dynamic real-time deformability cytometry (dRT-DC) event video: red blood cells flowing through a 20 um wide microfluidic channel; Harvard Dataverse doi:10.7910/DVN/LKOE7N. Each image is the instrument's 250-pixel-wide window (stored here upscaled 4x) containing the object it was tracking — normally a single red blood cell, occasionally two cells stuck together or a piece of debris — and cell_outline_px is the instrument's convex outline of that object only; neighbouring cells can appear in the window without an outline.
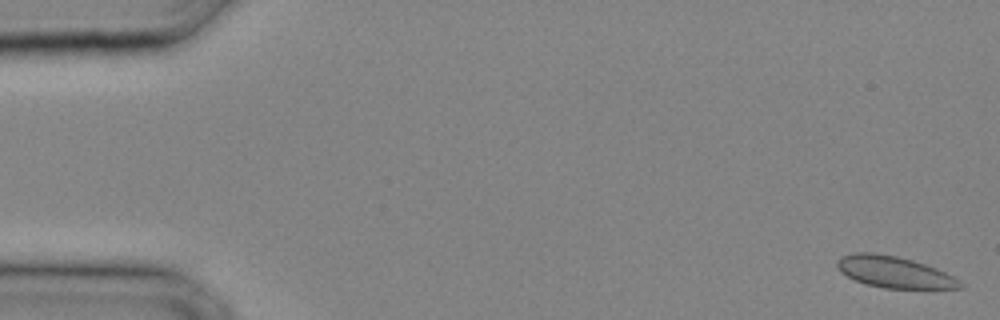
{"species": "common noctule bat (a hibernating species)", "species_latin": "Nyctalus noctula", "temperature_condition": "cold", "stored_images_in_passage": 29, "camera_frame_rate_fps": 3000, "um_per_image_px": 0.085, "animal": {"sex": "male", "body_mass_g": 20.4}, "frame": {"image": 1, "passage_image": 1, "time_ms": 0.0, "image_size_px": [1000, 320], "cell_outline_px": [[964, 288], [884, 288], [868, 284], [856, 280], [840, 272], [836, 264], [836, 260], [840, 256], [856, 252], [872, 252], [896, 256], [912, 260], [936, 268], [960, 280], [964, 284]], "centroid_in_image_um": [75.99, 23.11], "position_along_channel_um": 9.0, "area_um2": 22.37}}
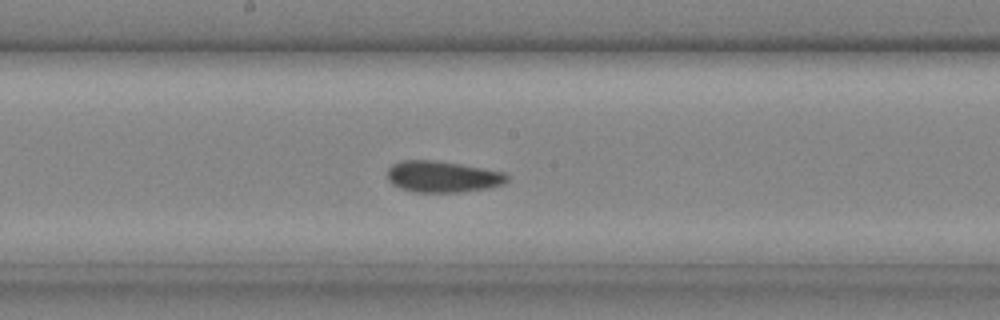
{"frame": {"image": 2, "passage_image": 17, "time_ms": 5.333, "image_size_px": [1000, 320], "cell_outline_px": [[508, 180], [504, 184], [488, 188], [460, 192], [412, 192], [400, 188], [392, 184], [388, 180], [388, 168], [392, 164], [400, 160], [436, 160], [460, 164], [504, 172], [508, 176]], "centroid_in_image_um": [37.6, 15.01], "position_along_channel_um": 210.6, "area_um2": 21.96}}
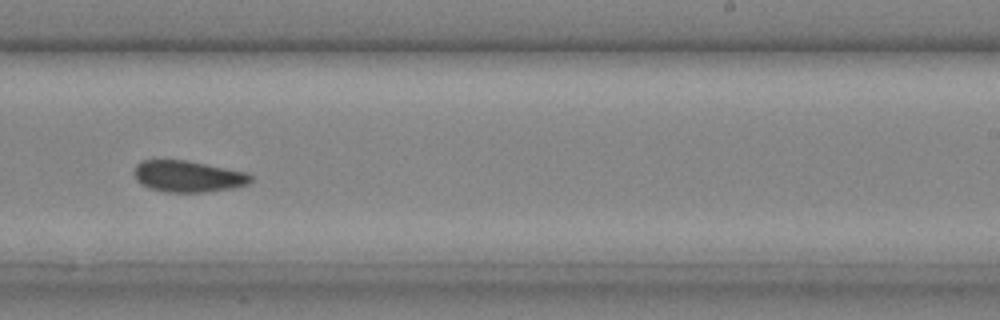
{"frame": {"image": 3, "passage_image": 20, "time_ms": 6.333, "image_size_px": [1000, 320], "cell_outline_px": [[252, 180], [248, 184], [232, 188], [204, 192], [164, 192], [148, 188], [140, 184], [136, 180], [132, 172], [136, 164], [140, 160], [188, 160], [248, 172], [252, 176]], "centroid_in_image_um": [15.95, 14.98], "position_along_channel_um": 273.1, "area_um2": 21.73}}